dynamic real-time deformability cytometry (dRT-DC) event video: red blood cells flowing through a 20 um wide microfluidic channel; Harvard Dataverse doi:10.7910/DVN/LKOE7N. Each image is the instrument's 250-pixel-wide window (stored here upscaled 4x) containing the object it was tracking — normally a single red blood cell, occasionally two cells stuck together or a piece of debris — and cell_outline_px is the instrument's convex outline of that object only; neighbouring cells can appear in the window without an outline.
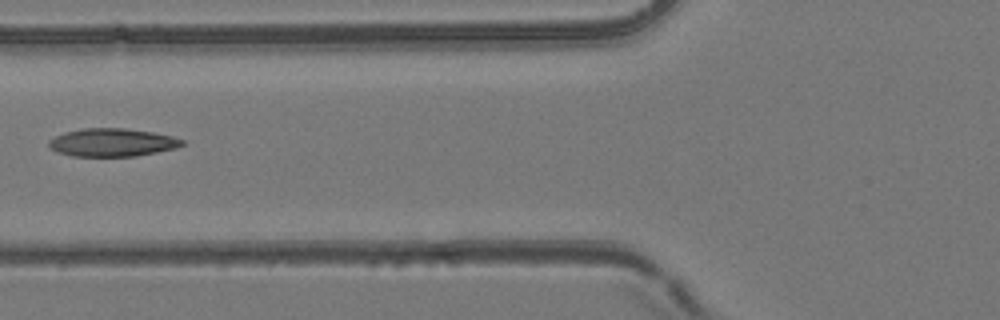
{"species": "common noctule bat (a hibernating species)", "species_latin": "Nyctalus noctula", "temperature_condition": "room temperature", "stored_images_in_passage": 6, "camera_frame_rate_fps": 3000, "um_per_image_px": 0.085, "animal": {"sex": "female", "body_mass_g": 24.6, "forearm_length_mm": 56.2}, "frame": {"image": 1, "passage_image": 5, "time_ms": 1.333, "image_size_px": [1000, 320], "cell_outline_px": [[184, 144], [176, 148], [136, 156], [72, 156], [56, 152], [48, 148], [48, 140], [64, 132], [84, 128], [124, 128], [152, 132], [172, 136], [184, 140]], "centroid_in_image_um": [9.5, 12.11], "position_along_channel_um": 116.3, "area_um2": 21.85}}
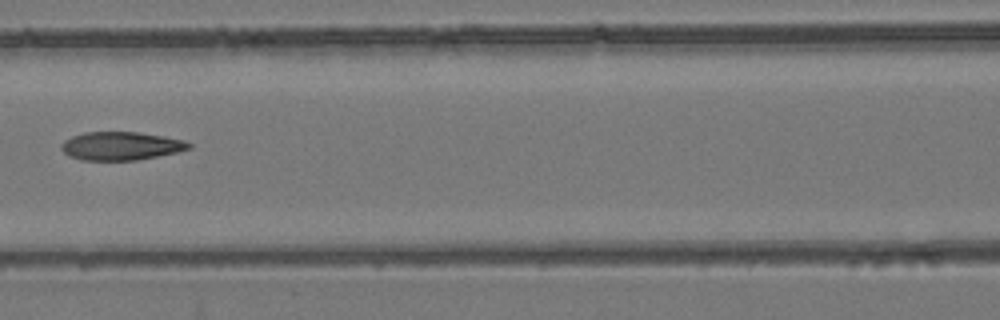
{"frame": {"image": 2, "passage_image": 6, "time_ms": 1.667, "image_size_px": [1000, 320], "cell_outline_px": [[192, 148], [176, 152], [136, 160], [80, 160], [68, 156], [60, 148], [60, 144], [64, 140], [72, 136], [84, 132], [136, 132], [164, 136], [184, 140], [192, 144]], "centroid_in_image_um": [10.25, 12.4], "position_along_channel_um": 156.4, "area_um2": 21.1}}